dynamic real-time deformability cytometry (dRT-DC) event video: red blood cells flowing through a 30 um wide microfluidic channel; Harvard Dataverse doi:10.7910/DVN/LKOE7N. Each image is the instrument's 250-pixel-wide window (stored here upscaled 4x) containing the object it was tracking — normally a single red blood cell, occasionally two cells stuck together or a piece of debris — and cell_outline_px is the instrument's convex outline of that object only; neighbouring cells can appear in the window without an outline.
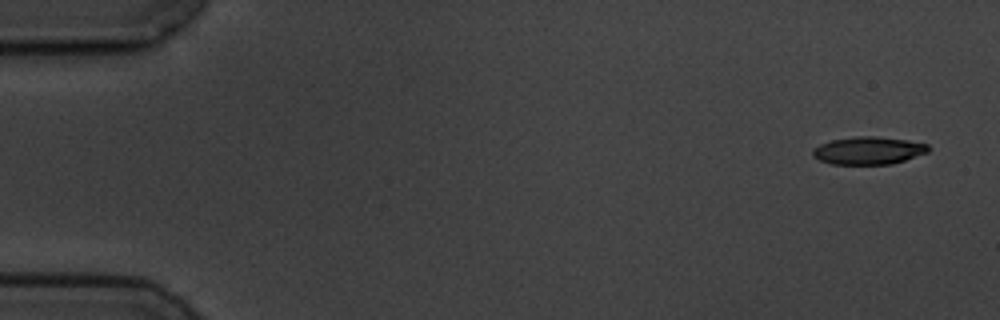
{"species": "common noctule bat (a hibernating species)", "species_latin": "Nyctalus noctula", "temperature_condition": "cold", "stored_images_in_passage": 5, "camera_frame_rate_fps": 3000, "um_per_image_px": 0.085, "animal": {"sex": "male", "body_mass_g": 19.5, "forearm_length_mm": 54.6}, "frame": {"image": 1, "passage_image": 1, "time_ms": 0.0, "image_size_px": [1000, 320], "cell_outline_px": [[928, 152], [892, 164], [832, 164], [820, 160], [812, 156], [812, 148], [820, 144], [832, 140], [856, 136], [876, 136], [908, 140], [928, 144]], "centroid_in_image_um": [73.79, 12.79], "position_along_channel_um": 11.2, "area_um2": 18.61}}
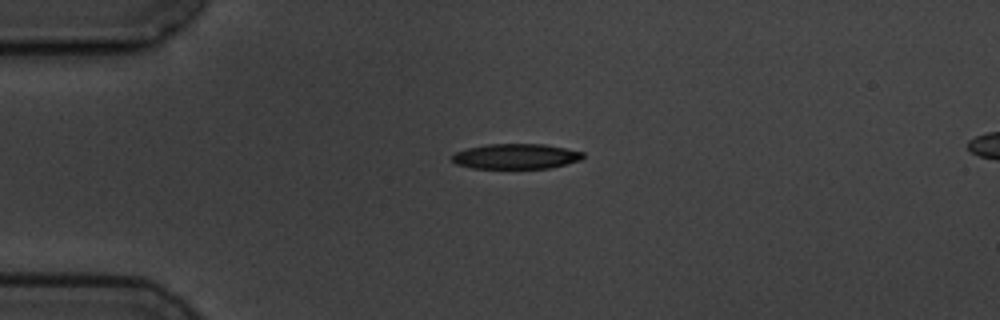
{"frame": {"image": 2, "passage_image": 4, "time_ms": 3.667, "image_size_px": [1000, 320], "cell_outline_px": [[584, 156], [580, 160], [548, 168], [472, 168], [456, 164], [452, 160], [452, 156], [456, 152], [468, 148], [488, 144], [544, 144], [584, 152]], "centroid_in_image_um": [43.84, 13.29], "position_along_channel_um": 41.2, "area_um2": 19.02}}